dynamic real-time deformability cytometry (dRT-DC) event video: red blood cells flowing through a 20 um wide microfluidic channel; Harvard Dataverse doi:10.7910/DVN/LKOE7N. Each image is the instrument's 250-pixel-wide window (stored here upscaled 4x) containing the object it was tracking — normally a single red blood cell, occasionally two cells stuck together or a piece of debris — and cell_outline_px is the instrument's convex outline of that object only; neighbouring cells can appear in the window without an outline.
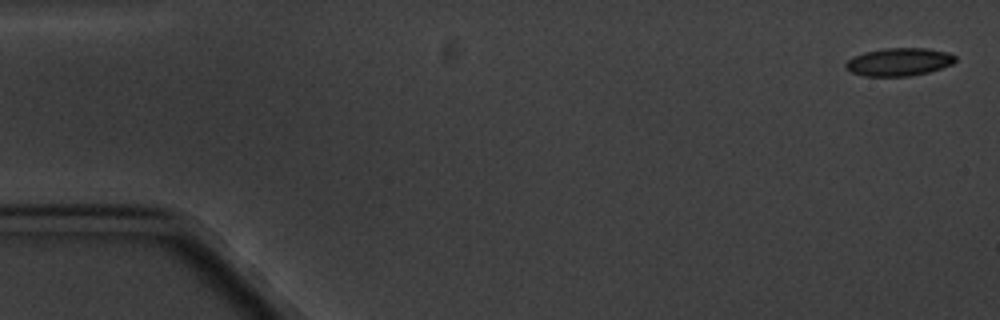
{"species": "common noctule bat (a hibernating species)", "species_latin": "Nyctalus noctula", "temperature_condition": "cold", "stored_images_in_passage": 7, "camera_frame_rate_fps": 3000, "um_per_image_px": 0.085, "animal": {"sex": "male", "body_mass_g": 20.1, "forearm_length_mm": 53.5}, "frame": {"image": 1, "passage_image": 1, "time_ms": 0.0, "image_size_px": [1000, 320], "cell_outline_px": [[956, 60], [952, 64], [928, 72], [908, 76], [864, 76], [852, 72], [844, 68], [844, 64], [852, 56], [864, 52], [888, 48], [928, 48], [948, 52], [956, 56]], "centroid_in_image_um": [76.39, 5.26], "position_along_channel_um": 8.6, "area_um2": 17.86}}
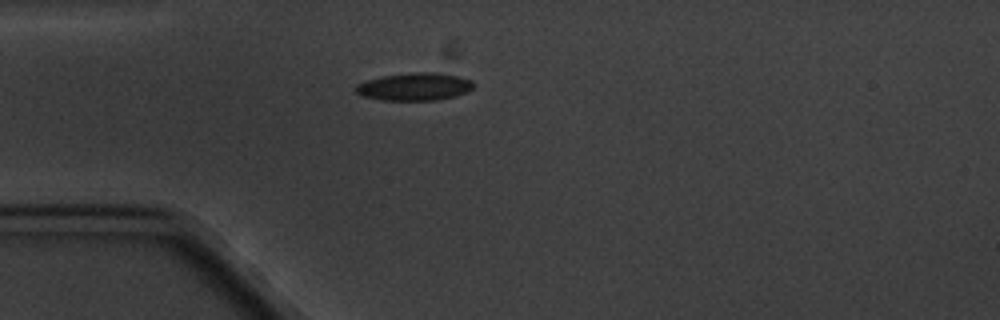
{"frame": {"image": 2, "passage_image": 5, "time_ms": 4.667, "image_size_px": [1000, 320], "cell_outline_px": [[476, 84], [468, 92], [436, 100], [380, 100], [360, 96], [356, 92], [356, 84], [364, 80], [380, 76], [408, 72], [440, 72], [460, 76], [472, 80]], "centroid_in_image_um": [35.22, 7.35], "position_along_channel_um": 49.8, "area_um2": 19.42}}